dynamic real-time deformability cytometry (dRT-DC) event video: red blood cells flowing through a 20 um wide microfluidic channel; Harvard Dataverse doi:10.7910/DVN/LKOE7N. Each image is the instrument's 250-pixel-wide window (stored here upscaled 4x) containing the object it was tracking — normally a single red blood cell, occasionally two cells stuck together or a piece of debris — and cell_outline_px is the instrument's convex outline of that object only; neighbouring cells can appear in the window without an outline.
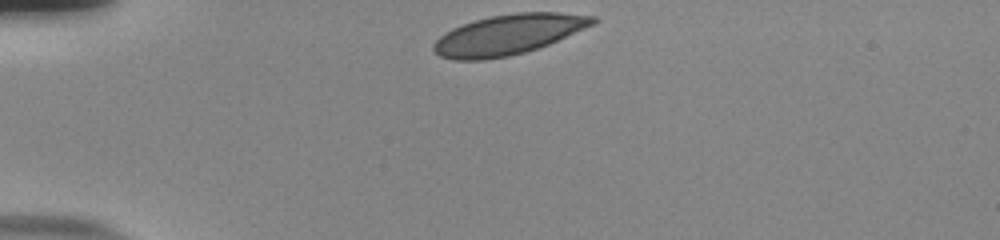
{"species": "human", "species_latin": "Homo sapiens", "temperature_condition": "room temperature", "stored_images_in_passage": 33, "camera_frame_rate_fps": 3000, "um_per_image_px": 0.085, "donor": {"sex": "male"}, "frame": {"image": 1, "passage_image": 1, "time_ms": 0.0, "image_size_px": [1000, 240], "cell_outline_px": [[596, 20], [592, 24], [548, 44], [524, 52], [508, 56], [484, 60], [452, 60], [440, 56], [432, 48], [432, 44], [440, 36], [452, 28], [488, 16], [516, 12], [556, 12], [596, 16]], "centroid_in_image_um": [43.15, 2.94], "position_along_channel_um": 41.9, "area_um2": 36.82}}
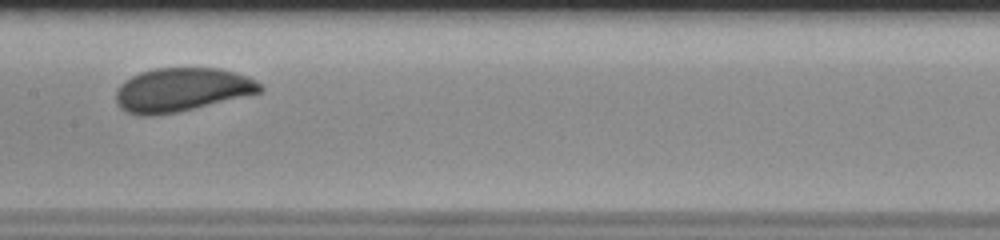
{"frame": {"image": 2, "passage_image": 16, "time_ms": 5.0, "image_size_px": [1000, 240], "cell_outline_px": [[264, 92], [180, 112], [152, 116], [140, 116], [124, 112], [116, 104], [116, 92], [120, 84], [132, 76], [140, 72], [156, 68], [220, 68], [236, 72], [248, 76], [260, 84], [264, 88]], "centroid_in_image_um": [15.45, 7.65], "position_along_channel_um": 191.9, "area_um2": 37.22}}
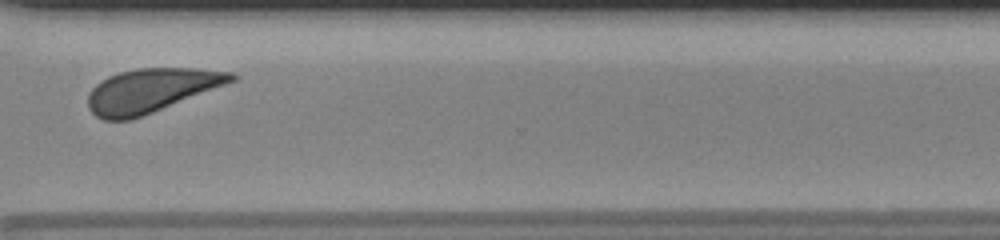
{"frame": {"image": 3, "passage_image": 29, "time_ms": 9.333, "image_size_px": [1000, 240], "cell_outline_px": [[236, 80], [132, 120], [104, 120], [96, 116], [88, 108], [88, 96], [92, 88], [96, 84], [108, 76], [120, 72], [136, 68], [196, 68], [232, 72], [236, 76]], "centroid_in_image_um": [12.81, 7.69], "position_along_channel_um": 357.8, "area_um2": 36.3}, "authors_computed_cell_mechanics": {"area_um2": 36.8186, "velocity_mm_per_s": 3.8281, "shape_relaxation_time_tau1_ms": 1.4419, "shape_relaxation_time_tau2_ms": null, "deformation_change_tau1": 0.0645, "deformation_change_tau2": null}}